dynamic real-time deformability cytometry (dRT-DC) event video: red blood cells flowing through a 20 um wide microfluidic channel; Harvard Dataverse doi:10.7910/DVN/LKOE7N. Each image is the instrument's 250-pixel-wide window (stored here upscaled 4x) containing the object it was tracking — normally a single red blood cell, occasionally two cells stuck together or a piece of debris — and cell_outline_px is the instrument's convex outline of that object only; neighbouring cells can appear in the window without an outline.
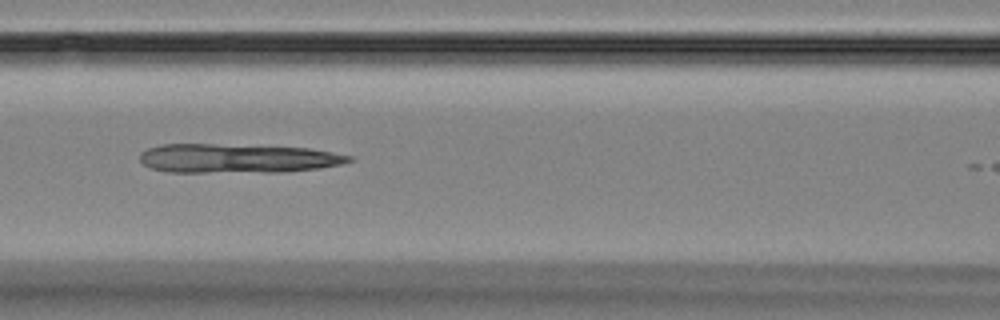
{"species": "Egyptian fruit bat (a non-hibernating species)", "species_latin": "Rousettus aegyptiacus", "temperature_condition": "room temperature", "stored_images_in_passage": 4, "camera_frame_rate_fps": 3000, "um_per_image_px": 0.085, "animal": {"sex": "female"}, "frame": {"image": 1, "passage_image": 3, "time_ms": 4.0, "image_size_px": [1000, 320], "cell_outline_px": [[356, 160], [340, 164], [320, 168], [284, 172], [168, 172], [152, 168], [144, 164], [140, 160], [140, 152], [148, 148], [160, 144], [216, 144], [308, 148], [332, 152], [352, 156]], "centroid_in_image_um": [20.18, 13.46], "position_along_channel_um": 146.4, "area_um2": 35.55}}